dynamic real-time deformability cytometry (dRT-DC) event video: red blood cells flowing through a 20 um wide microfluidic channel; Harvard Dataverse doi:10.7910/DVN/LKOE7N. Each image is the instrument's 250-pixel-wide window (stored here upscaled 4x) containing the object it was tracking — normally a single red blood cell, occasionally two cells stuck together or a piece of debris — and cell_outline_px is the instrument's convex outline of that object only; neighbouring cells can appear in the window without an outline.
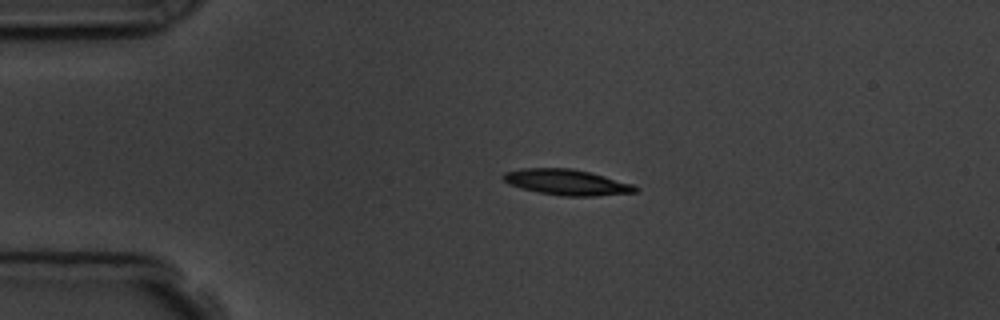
{"species": "common noctule bat (a hibernating species)", "species_latin": "Nyctalus noctula", "temperature_condition": "room temperature", "stored_images_in_passage": 3, "camera_frame_rate_fps": 3000, "um_per_image_px": 0.085, "animal": {"sex": "male", "body_mass_g": 19.5, "forearm_length_mm": 54.6}, "frame": {"image": 1, "passage_image": 2, "time_ms": 1.0, "image_size_px": [1000, 320], "cell_outline_px": [[640, 188], [636, 192], [596, 196], [564, 196], [540, 192], [520, 188], [508, 184], [500, 176], [504, 172], [524, 168], [572, 168], [604, 176], [632, 184]], "centroid_in_image_um": [48.15, 15.49], "position_along_channel_um": 36.9, "area_um2": 19.71}}